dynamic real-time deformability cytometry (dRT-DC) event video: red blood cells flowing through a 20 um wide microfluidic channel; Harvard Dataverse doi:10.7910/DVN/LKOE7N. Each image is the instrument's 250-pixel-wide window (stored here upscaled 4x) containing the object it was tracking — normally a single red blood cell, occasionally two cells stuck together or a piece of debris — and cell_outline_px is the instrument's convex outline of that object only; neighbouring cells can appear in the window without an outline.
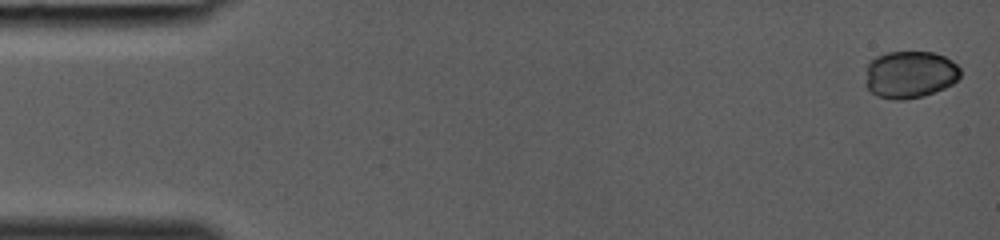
{"species": "common noctule bat (a hibernating species)", "species_latin": "Nyctalus noctula", "temperature_condition": "room temperature", "stored_images_in_passage": 12, "camera_frame_rate_fps": 3000, "um_per_image_px": 0.085, "animal": {"sex": "female", "body_mass_g": 19.0, "forearm_length_mm": 53.3}, "frame": {"image": 1, "passage_image": 1, "time_ms": 0.0, "image_size_px": [1000, 240], "cell_outline_px": [[960, 76], [952, 84], [944, 88], [924, 96], [904, 100], [896, 100], [876, 96], [864, 84], [868, 64], [876, 56], [888, 52], [936, 52], [952, 60], [960, 68]], "centroid_in_image_um": [77.34, 6.34], "position_along_channel_um": 7.7, "area_um2": 26.3}}
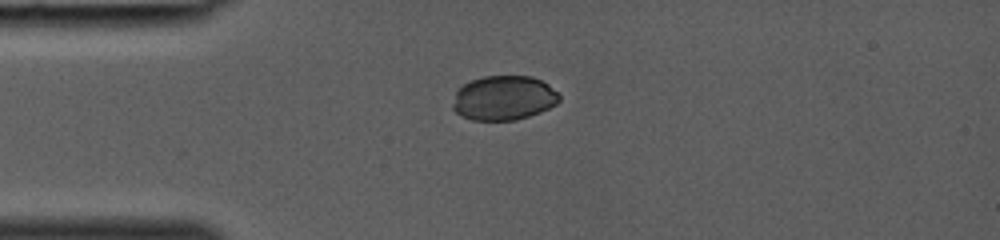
{"frame": {"image": 2, "passage_image": 10, "time_ms": 3.0, "image_size_px": [1000, 240], "cell_outline_px": [[560, 100], [556, 104], [540, 112], [516, 120], [472, 120], [460, 116], [452, 108], [452, 104], [456, 92], [464, 84], [472, 80], [484, 76], [532, 76], [548, 84], [560, 96]], "centroid_in_image_um": [42.81, 8.33], "position_along_channel_um": 42.2, "area_um2": 27.57}}